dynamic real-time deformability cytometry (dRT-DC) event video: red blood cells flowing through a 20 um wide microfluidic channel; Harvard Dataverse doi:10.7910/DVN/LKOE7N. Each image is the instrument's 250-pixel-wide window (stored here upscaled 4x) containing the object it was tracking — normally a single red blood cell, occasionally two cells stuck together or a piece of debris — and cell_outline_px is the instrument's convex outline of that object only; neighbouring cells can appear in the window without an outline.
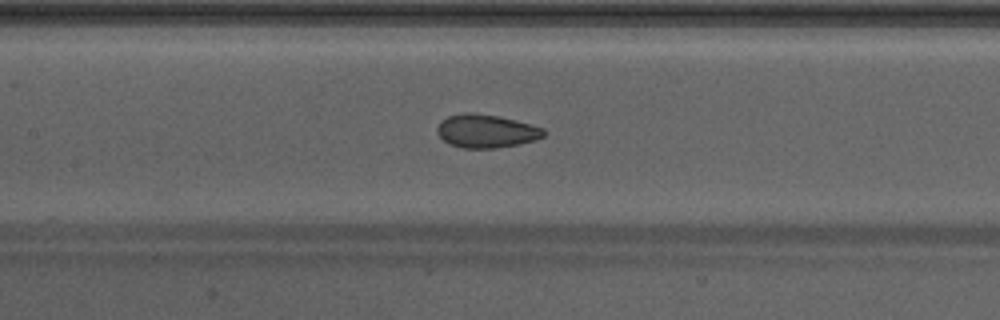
{"species": "Egyptian fruit bat (a non-hibernating species)", "species_latin": "Rousettus aegyptiacus", "temperature_condition": "warm", "stored_images_in_passage": 35, "camera_frame_rate_fps": 3000, "um_per_image_px": 0.085, "animal": {"sex": "male"}, "frame": {"image": 1, "passage_image": 16, "time_ms": 5.0, "image_size_px": [1000, 320], "cell_outline_px": [[544, 136], [536, 140], [520, 144], [496, 148], [464, 148], [448, 144], [440, 136], [436, 128], [440, 120], [448, 116], [468, 112], [496, 116], [516, 120], [544, 128]], "centroid_in_image_um": [41.32, 11.15], "position_along_channel_um": 166.1, "area_um2": 20.63}}
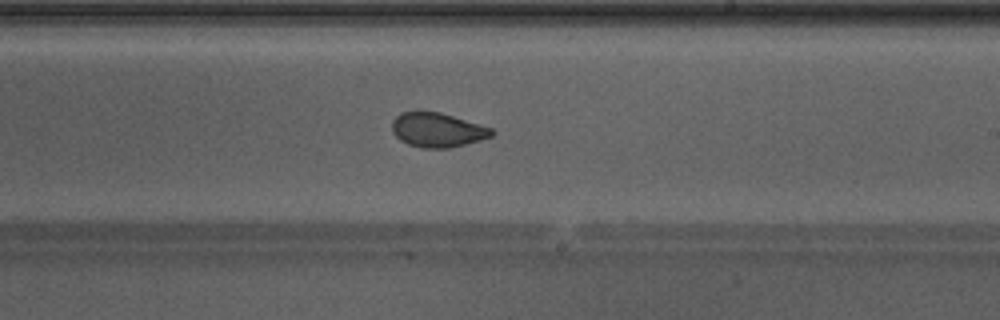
{"frame": {"image": 2, "passage_image": 22, "time_ms": 7.0, "image_size_px": [1000, 320], "cell_outline_px": [[496, 132], [492, 136], [480, 140], [448, 148], [424, 148], [408, 144], [400, 140], [392, 132], [392, 120], [400, 112], [440, 112], [492, 128]], "centroid_in_image_um": [37.17, 11.05], "position_along_channel_um": 251.8, "area_um2": 19.83}}
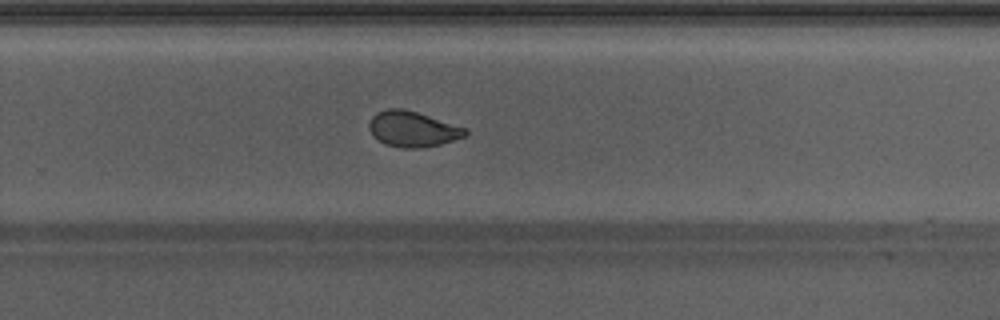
{"frame": {"image": 3, "passage_image": 25, "time_ms": 8.0, "image_size_px": [1000, 320], "cell_outline_px": [[468, 132], [464, 136], [440, 144], [420, 148], [400, 148], [384, 144], [372, 136], [368, 128], [368, 124], [372, 116], [376, 112], [388, 108], [404, 108], [468, 128]], "centroid_in_image_um": [35.03, 10.96], "position_along_channel_um": 294.8, "area_um2": 20.11}}